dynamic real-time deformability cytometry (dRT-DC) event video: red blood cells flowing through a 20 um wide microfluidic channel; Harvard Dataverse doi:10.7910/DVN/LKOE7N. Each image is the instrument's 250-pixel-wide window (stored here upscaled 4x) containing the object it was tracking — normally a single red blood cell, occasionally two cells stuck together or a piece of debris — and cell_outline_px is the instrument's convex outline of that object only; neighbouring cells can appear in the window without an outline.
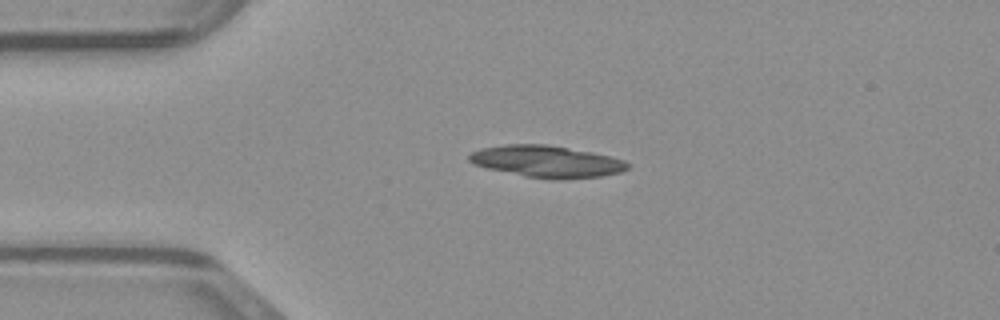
{"species": "common noctule bat (a hibernating species)", "species_latin": "Nyctalus noctula", "temperature_condition": "warm", "stored_images_in_passage": 38, "camera_frame_rate_fps": 3000, "um_per_image_px": 0.085, "animal": {"sex": "male", "body_mass_g": 23.1, "forearm_length_mm": 52.7}, "frame": {"image": 1, "passage_image": 1, "time_ms": 0.0, "image_size_px": [1000, 320], "cell_outline_px": [[628, 168], [620, 172], [600, 176], [524, 176], [488, 168], [476, 164], [468, 160], [468, 156], [472, 152], [480, 148], [508, 144], [548, 144], [592, 152], [624, 160], [628, 164]], "centroid_in_image_um": [46.42, 13.67], "position_along_channel_um": 38.6, "area_um2": 28.03}}